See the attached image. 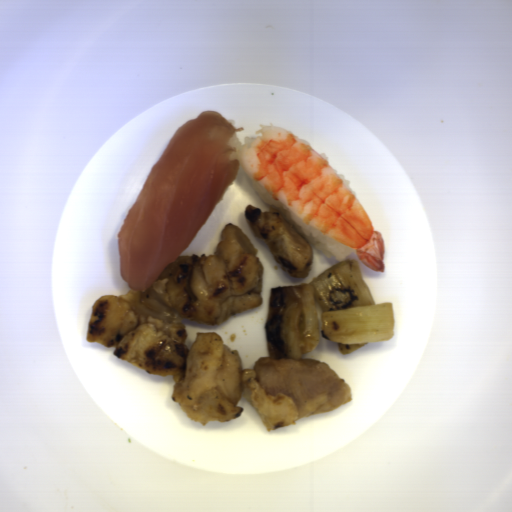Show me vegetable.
Listing matches in <instances>:
<instances>
[{
    "label": "vegetable",
    "instance_id": "obj_1",
    "mask_svg": "<svg viewBox=\"0 0 512 512\" xmlns=\"http://www.w3.org/2000/svg\"><path fill=\"white\" fill-rule=\"evenodd\" d=\"M321 336L337 342L340 354L394 336L392 301L376 304L357 259L335 263L310 282L271 287L265 331L268 357L301 359Z\"/></svg>",
    "mask_w": 512,
    "mask_h": 512
}]
</instances>
